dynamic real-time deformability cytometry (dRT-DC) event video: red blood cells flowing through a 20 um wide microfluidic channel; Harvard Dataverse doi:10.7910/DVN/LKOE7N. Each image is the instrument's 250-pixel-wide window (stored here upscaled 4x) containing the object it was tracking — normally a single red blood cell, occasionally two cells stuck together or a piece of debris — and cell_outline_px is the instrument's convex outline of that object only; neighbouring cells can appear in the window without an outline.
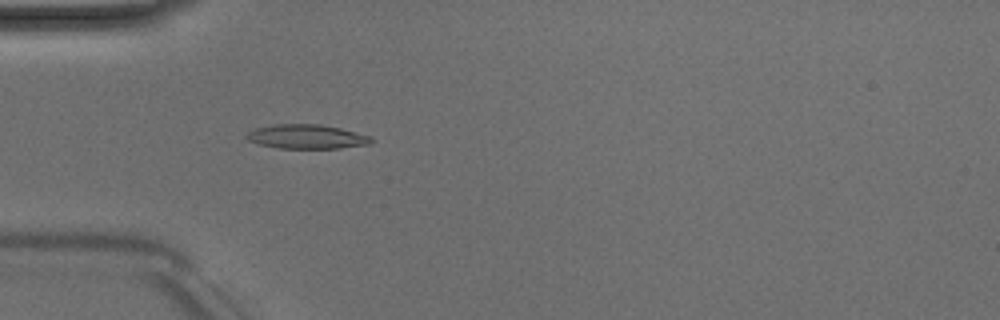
{"species": "Egyptian fruit bat (a non-hibernating species)", "species_latin": "Rousettus aegyptiacus", "temperature_condition": "room temperature", "stored_images_in_passage": 4, "camera_frame_rate_fps": 3000, "um_per_image_px": 0.085, "animal": {"sex": "male"}, "frame": {"image": 1, "passage_image": 4, "time_ms": 4.333, "image_size_px": [1000, 320], "cell_outline_px": [[372, 140], [368, 144], [340, 148], [276, 148], [260, 144], [248, 140], [244, 136], [248, 132], [256, 128], [276, 124], [320, 124], [340, 128], [368, 136]], "centroid_in_image_um": [26.01, 11.61], "position_along_channel_um": 59.0, "area_um2": 17.34}}